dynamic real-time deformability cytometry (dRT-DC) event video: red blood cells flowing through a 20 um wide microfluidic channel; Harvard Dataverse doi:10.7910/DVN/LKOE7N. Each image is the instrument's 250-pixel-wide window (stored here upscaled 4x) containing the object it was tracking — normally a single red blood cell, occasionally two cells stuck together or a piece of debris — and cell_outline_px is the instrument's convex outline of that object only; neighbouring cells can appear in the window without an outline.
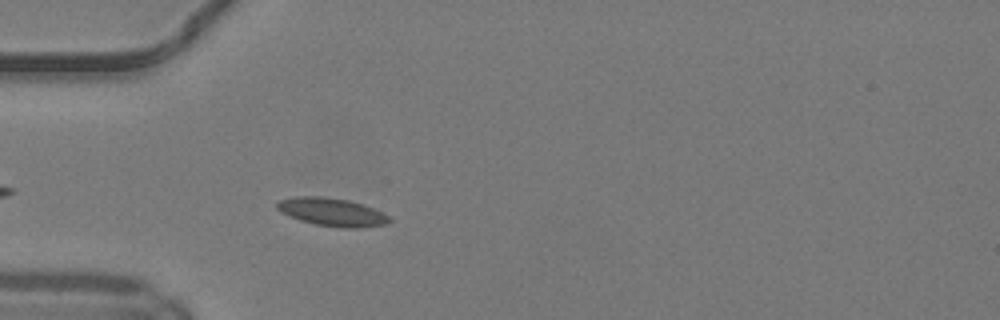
{"species": "common noctule bat (a hibernating species)", "species_latin": "Nyctalus noctula", "temperature_condition": "warm", "stored_images_in_passage": 37, "camera_frame_rate_fps": 3000, "um_per_image_px": 0.085, "animal": {"sex": "male", "body_mass_g": 19.2, "forearm_length_mm": 51.8}, "frame": {"image": 1, "passage_image": 4, "time_ms": 1.0, "image_size_px": [1000, 320], "cell_outline_px": [[392, 220], [384, 224], [360, 228], [340, 228], [316, 224], [300, 220], [280, 212], [276, 208], [276, 204], [280, 200], [296, 196], [320, 196], [348, 200], [364, 204], [388, 216]], "centroid_in_image_um": [28.19, 18.02], "position_along_channel_um": 56.8, "area_um2": 18.26}}
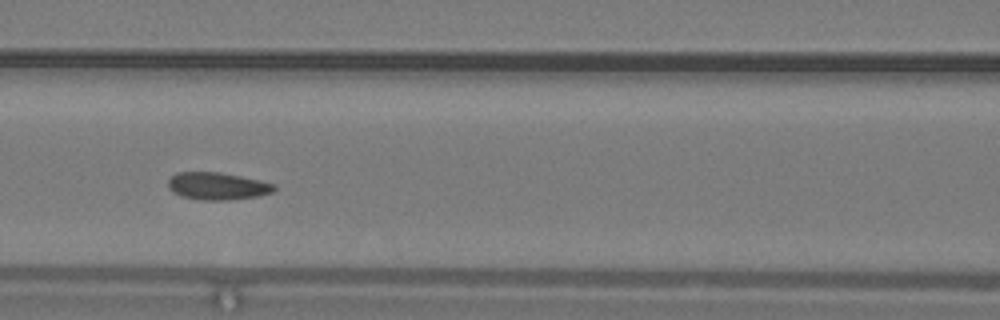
{"frame": {"image": 2, "passage_image": 11, "time_ms": 3.333, "image_size_px": [1000, 320], "cell_outline_px": [[276, 188], [272, 192], [260, 196], [232, 200], [200, 200], [180, 196], [172, 192], [168, 188], [168, 180], [176, 172], [220, 172], [240, 176], [276, 184]], "centroid_in_image_um": [18.47, 15.82], "position_along_channel_um": 148.1, "area_um2": 17.11}}
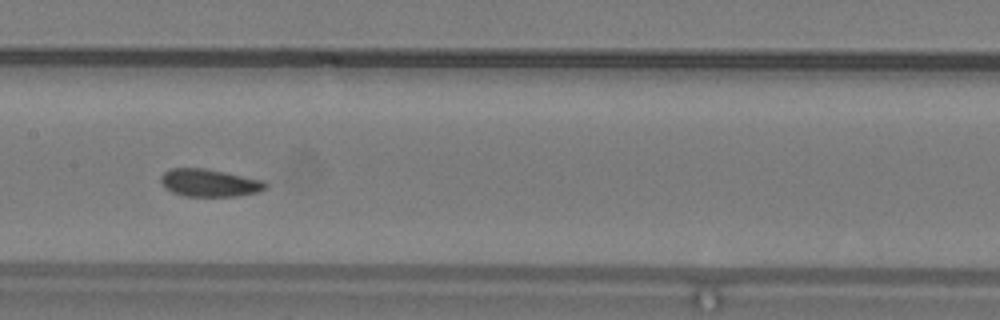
{"frame": {"image": 3, "passage_image": 14, "time_ms": 4.333, "image_size_px": [1000, 320], "cell_outline_px": [[268, 188], [260, 192], [236, 196], [184, 196], [172, 192], [164, 188], [160, 180], [160, 176], [164, 172], [172, 168], [204, 168], [264, 180], [268, 184]], "centroid_in_image_um": [17.82, 15.55], "position_along_channel_um": 189.6, "area_um2": 16.99}, "authors_computed_cell_mechanics": {"area_um2": 17.1666, "velocity_mm_per_s": 4.149, "shape_relaxation_time_tau1_ms": 8.449, "shape_relaxation_time_tau2_ms": 2.5178, "deformation_change_tau1": 0.1408, "deformation_change_tau2": 0.0785}}